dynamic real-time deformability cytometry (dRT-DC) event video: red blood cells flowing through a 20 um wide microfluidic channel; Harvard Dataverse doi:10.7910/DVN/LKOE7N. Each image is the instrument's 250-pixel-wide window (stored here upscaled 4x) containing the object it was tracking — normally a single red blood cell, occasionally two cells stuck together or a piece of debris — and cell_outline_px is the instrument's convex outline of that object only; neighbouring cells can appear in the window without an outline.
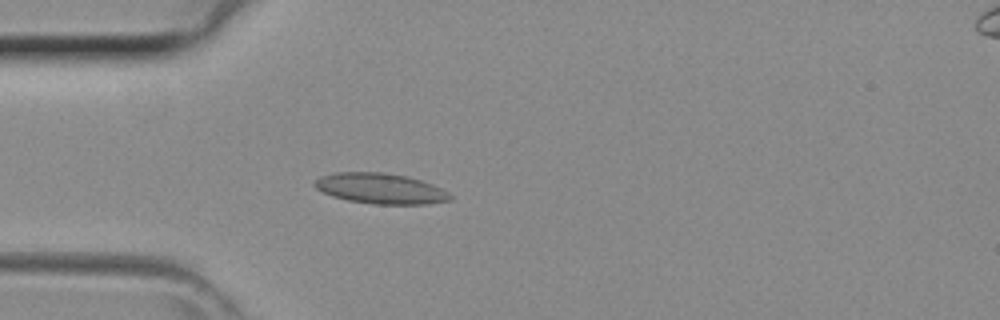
{"species": "common noctule bat (a hibernating species)", "species_latin": "Nyctalus noctula", "temperature_condition": "room temperature", "stored_images_in_passage": 35, "camera_frame_rate_fps": 3000, "um_per_image_px": 0.085, "animal": {"sex": "female", "body_mass_g": 29.2, "forearm_length_mm": 56.3}, "frame": {"image": 1, "passage_image": 12, "time_ms": 3.667, "image_size_px": [1000, 320], "cell_outline_px": [[452, 200], [424, 204], [376, 204], [348, 200], [332, 196], [316, 188], [312, 184], [320, 176], [336, 172], [384, 172], [408, 176], [432, 184], [448, 192], [452, 196]], "centroid_in_image_um": [32.34, 16.01], "position_along_channel_um": 52.7, "area_um2": 24.04}}
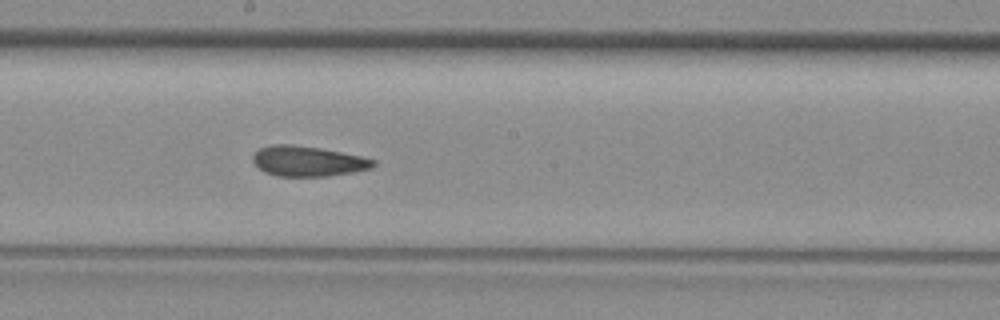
{"frame": {"image": 2, "passage_image": 23, "time_ms": 7.333, "image_size_px": [1000, 320], "cell_outline_px": [[376, 164], [372, 168], [352, 172], [328, 176], [276, 176], [264, 172], [252, 160], [252, 156], [260, 148], [272, 144], [292, 144], [320, 148], [360, 156], [376, 160]], "centroid_in_image_um": [26.16, 13.7], "position_along_channel_um": 222.0, "area_um2": 21.15}}
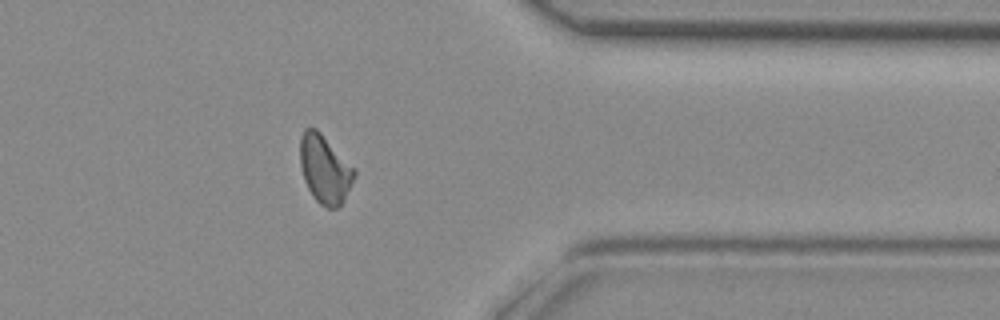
{"frame": {"image": 3, "passage_image": 34, "time_ms": 11.0, "image_size_px": [1000, 320], "cell_outline_px": [[356, 176], [344, 200], [336, 208], [328, 208], [320, 204], [312, 196], [304, 180], [300, 164], [300, 136], [304, 128], [316, 128], [356, 168]], "centroid_in_image_um": [27.62, 14.37], "position_along_channel_um": 383.8, "area_um2": 21.73}}